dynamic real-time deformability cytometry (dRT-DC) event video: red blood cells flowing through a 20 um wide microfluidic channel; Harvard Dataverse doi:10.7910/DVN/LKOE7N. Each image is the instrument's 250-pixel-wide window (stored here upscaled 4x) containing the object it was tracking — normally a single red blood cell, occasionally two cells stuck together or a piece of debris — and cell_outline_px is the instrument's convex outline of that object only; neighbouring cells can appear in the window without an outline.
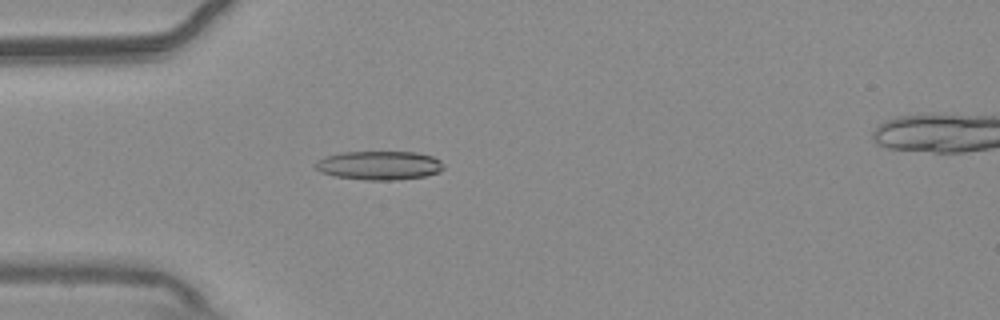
{"species": "common noctule bat (a hibernating species)", "species_latin": "Nyctalus noctula", "temperature_condition": "warm", "stored_images_in_passage": 44, "camera_frame_rate_fps": 3000, "um_per_image_px": 0.085, "animal": {"sex": "male", "body_mass_g": 20.4}, "frame": {"image": 1, "passage_image": 6, "time_ms": 1.667, "image_size_px": [1000, 320], "cell_outline_px": [[444, 168], [440, 172], [424, 176], [396, 180], [364, 180], [336, 176], [320, 172], [312, 164], [316, 160], [324, 156], [340, 152], [416, 152], [432, 156], [440, 160], [444, 164]], "centroid_in_image_um": [32.21, 14.05], "position_along_channel_um": 52.8, "area_um2": 21.79}}
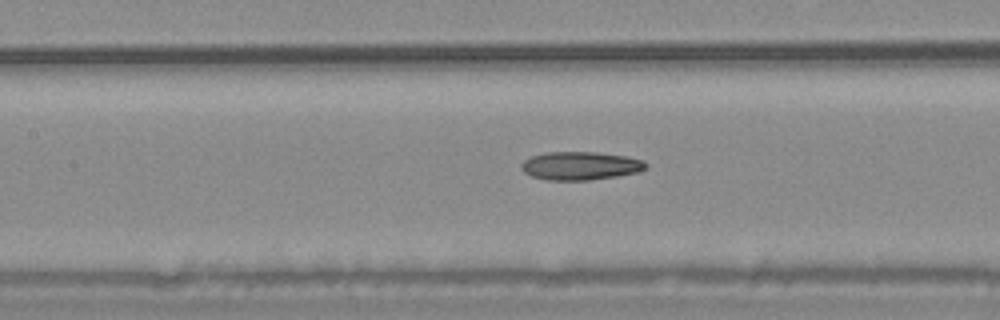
{"frame": {"image": 2, "passage_image": 15, "time_ms": 4.667, "image_size_px": [1000, 320], "cell_outline_px": [[648, 168], [640, 172], [616, 176], [588, 180], [548, 180], [532, 176], [524, 172], [520, 168], [520, 164], [524, 160], [532, 156], [544, 152], [596, 152], [628, 156], [644, 160], [648, 164]], "centroid_in_image_um": [49.37, 14.08], "position_along_channel_um": 158.0, "area_um2": 20.75}}
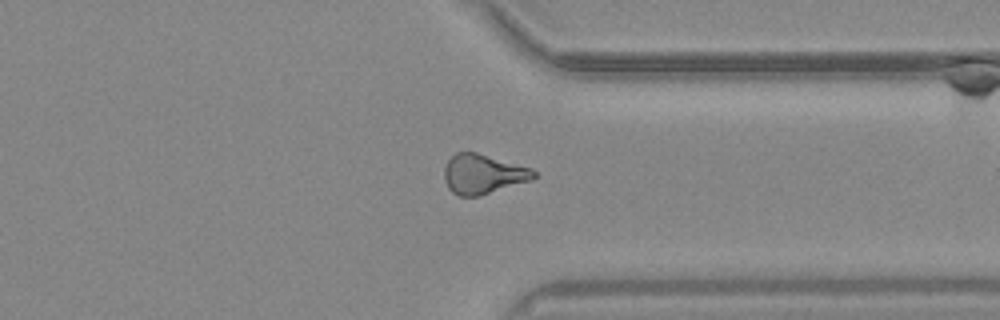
{"frame": {"image": 3, "passage_image": 32, "time_ms": 10.333, "image_size_px": [1000, 320], "cell_outline_px": [[536, 176], [532, 180], [476, 196], [460, 196], [452, 192], [448, 188], [444, 180], [444, 168], [448, 160], [456, 152], [476, 152], [532, 168], [536, 172]], "centroid_in_image_um": [41.04, 14.79], "position_along_channel_um": 370.4, "area_um2": 20.52}, "authors_computed_cell_mechanics": {"area_um2": 20.2011, "velocity_mm_per_s": 3.768, "shape_relaxation_time_tau1_ms": null, "shape_relaxation_time_tau2_ms": 3.9745, "deformation_change_tau1": null, "deformation_change_tau2": 0.1382}}